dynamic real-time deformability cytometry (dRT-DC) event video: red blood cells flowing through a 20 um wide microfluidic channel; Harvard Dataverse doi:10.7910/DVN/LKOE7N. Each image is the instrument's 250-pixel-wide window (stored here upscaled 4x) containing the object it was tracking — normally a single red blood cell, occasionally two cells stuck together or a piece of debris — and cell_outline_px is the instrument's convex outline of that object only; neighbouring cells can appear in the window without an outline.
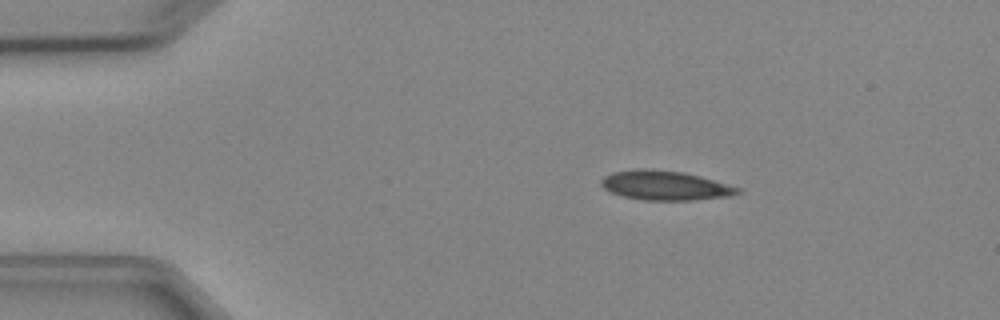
{"species": "Egyptian fruit bat (a non-hibernating species)", "species_latin": "Rousettus aegyptiacus", "temperature_condition": "cold", "stored_images_in_passage": 7, "camera_frame_rate_fps": 3000, "um_per_image_px": 0.085, "animal": {"sex": "female"}, "frame": {"image": 1, "passage_image": 3, "time_ms": 2.333, "image_size_px": [1000, 320], "cell_outline_px": [[744, 192], [732, 196], [692, 200], [644, 200], [624, 196], [612, 192], [604, 188], [600, 184], [600, 180], [604, 176], [612, 172], [684, 172], [700, 176], [744, 188]], "centroid_in_image_um": [56.69, 15.82], "position_along_channel_um": 28.3, "area_um2": 22.54}}
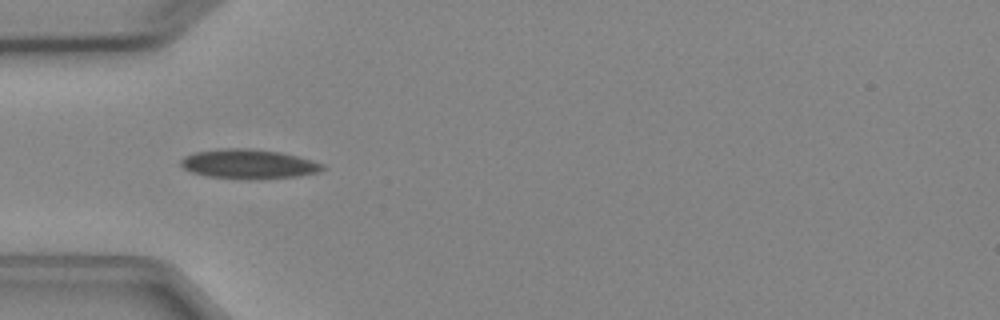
{"frame": {"image": 2, "passage_image": 5, "time_ms": 4.667, "image_size_px": [1000, 320], "cell_outline_px": [[328, 168], [320, 172], [296, 176], [256, 180], [244, 180], [208, 176], [192, 172], [184, 168], [180, 164], [180, 160], [184, 156], [196, 152], [220, 148], [252, 148], [280, 152], [312, 160], [324, 164]], "centroid_in_image_um": [21.16, 13.95], "position_along_channel_um": 63.8, "area_um2": 24.68}}